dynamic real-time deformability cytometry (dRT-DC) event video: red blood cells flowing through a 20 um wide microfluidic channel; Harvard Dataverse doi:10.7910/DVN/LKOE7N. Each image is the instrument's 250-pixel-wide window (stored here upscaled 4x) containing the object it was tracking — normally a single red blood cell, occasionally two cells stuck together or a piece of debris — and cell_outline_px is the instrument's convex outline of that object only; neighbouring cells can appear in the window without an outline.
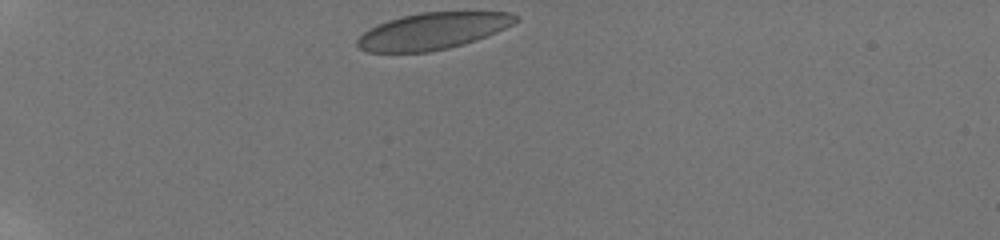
{"species": "human", "species_latin": "Homo sapiens", "temperature_condition": "room temperature", "stored_images_in_passage": 35, "camera_frame_rate_fps": 3000, "um_per_image_px": 0.085, "donor": {"sex": "male"}, "frame": {"image": 1, "passage_image": 1, "time_ms": 0.0, "image_size_px": [1000, 240], "cell_outline_px": [[520, 20], [496, 32], [476, 40], [448, 48], [428, 52], [368, 52], [360, 48], [356, 44], [356, 40], [368, 28], [376, 24], [388, 20], [420, 12], [512, 12], [520, 16]], "centroid_in_image_um": [36.78, 2.63], "position_along_channel_um": 48.2, "area_um2": 33.76}}
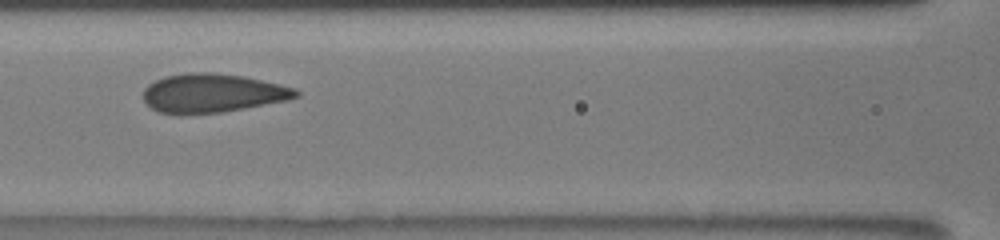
{"frame": {"image": 2, "passage_image": 13, "time_ms": 4.0, "image_size_px": [1000, 240], "cell_outline_px": [[300, 96], [288, 100], [244, 108], [220, 112], [160, 112], [152, 108], [144, 100], [144, 88], [148, 84], [164, 76], [188, 72], [212, 72], [244, 76], [280, 84], [296, 88], [300, 92]], "centroid_in_image_um": [18.11, 7.88], "position_along_channel_um": 148.5, "area_um2": 34.04}}
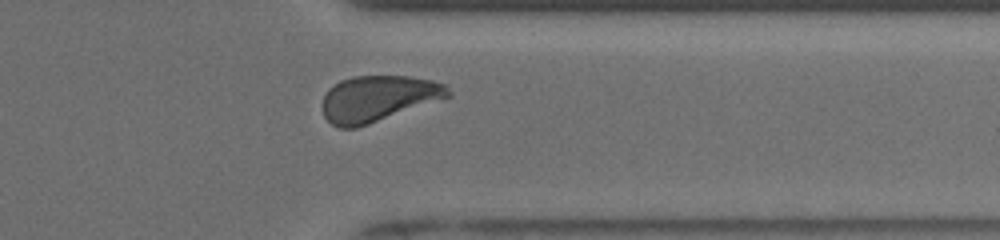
{"frame": {"image": 3, "passage_image": 31, "time_ms": 10.0, "image_size_px": [1000, 240], "cell_outline_px": [[452, 96], [356, 128], [340, 128], [332, 124], [324, 116], [324, 96], [328, 88], [340, 80], [352, 76], [408, 76], [432, 80], [444, 84], [452, 92]], "centroid_in_image_um": [32.15, 8.36], "position_along_channel_um": 379.2, "area_um2": 33.52}, "authors_computed_cell_mechanics": {"area_um2": 34.6222, "velocity_mm_per_s": 3.8425, "shape_relaxation_time_tau1_ms": 3.1473, "shape_relaxation_time_tau2_ms": null, "deformation_change_tau1": 0.1171, "deformation_change_tau2": null}}